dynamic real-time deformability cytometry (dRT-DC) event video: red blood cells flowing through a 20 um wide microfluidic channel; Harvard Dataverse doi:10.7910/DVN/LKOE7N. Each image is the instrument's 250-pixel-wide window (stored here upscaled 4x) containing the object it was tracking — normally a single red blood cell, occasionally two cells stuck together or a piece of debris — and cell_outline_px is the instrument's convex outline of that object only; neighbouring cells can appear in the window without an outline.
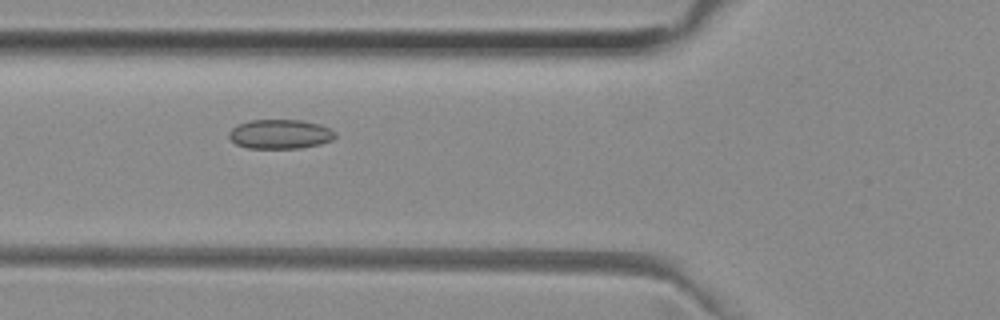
{"species": "common noctule bat (a hibernating species)", "species_latin": "Nyctalus noctula", "temperature_condition": "room temperature", "stored_images_in_passage": 16, "camera_frame_rate_fps": 3000, "um_per_image_px": 0.085, "animal": {"sex": "female", "body_mass_g": 29.2, "forearm_length_mm": 56.3}, "frame": {"image": 1, "passage_image": 7, "time_ms": 2.0, "image_size_px": [1000, 320], "cell_outline_px": [[336, 136], [332, 140], [320, 144], [300, 148], [248, 148], [236, 144], [228, 136], [228, 132], [232, 128], [248, 120], [300, 120], [320, 124], [336, 132]], "centroid_in_image_um": [23.81, 11.4], "position_along_channel_um": 102.0, "area_um2": 18.15}}
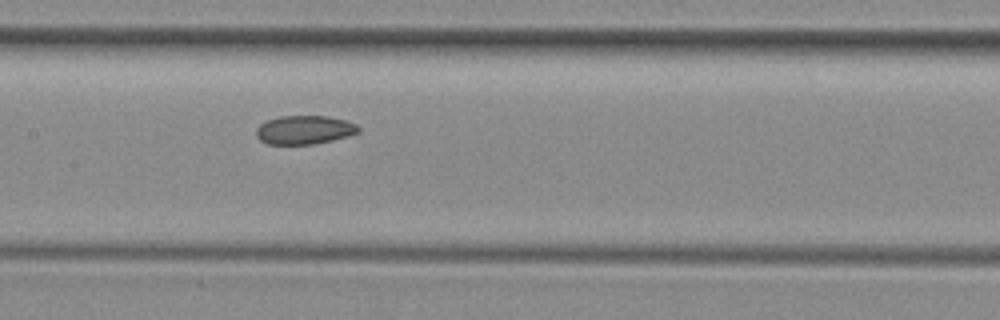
{"frame": {"image": 2, "passage_image": 13, "time_ms": 4.0, "image_size_px": [1000, 320], "cell_outline_px": [[360, 132], [348, 136], [332, 140], [312, 144], [268, 144], [260, 140], [256, 136], [256, 128], [260, 124], [268, 120], [280, 116], [328, 116], [344, 120], [356, 124], [360, 128]], "centroid_in_image_um": [25.87, 11.04], "position_along_channel_um": 181.5, "area_um2": 17.05}}
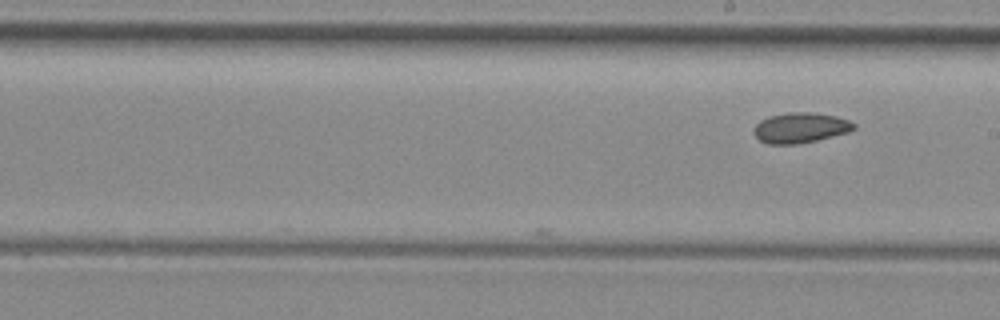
{"frame": {"image": 3, "passage_image": 16, "time_ms": 5.0, "image_size_px": [1000, 320], "cell_outline_px": [[856, 128], [848, 132], [816, 140], [796, 144], [768, 144], [760, 140], [752, 132], [752, 128], [760, 120], [768, 116], [788, 112], [808, 112], [836, 116], [848, 120], [856, 124]], "centroid_in_image_um": [68.0, 10.85], "position_along_channel_um": 221.0, "area_um2": 17.69}}